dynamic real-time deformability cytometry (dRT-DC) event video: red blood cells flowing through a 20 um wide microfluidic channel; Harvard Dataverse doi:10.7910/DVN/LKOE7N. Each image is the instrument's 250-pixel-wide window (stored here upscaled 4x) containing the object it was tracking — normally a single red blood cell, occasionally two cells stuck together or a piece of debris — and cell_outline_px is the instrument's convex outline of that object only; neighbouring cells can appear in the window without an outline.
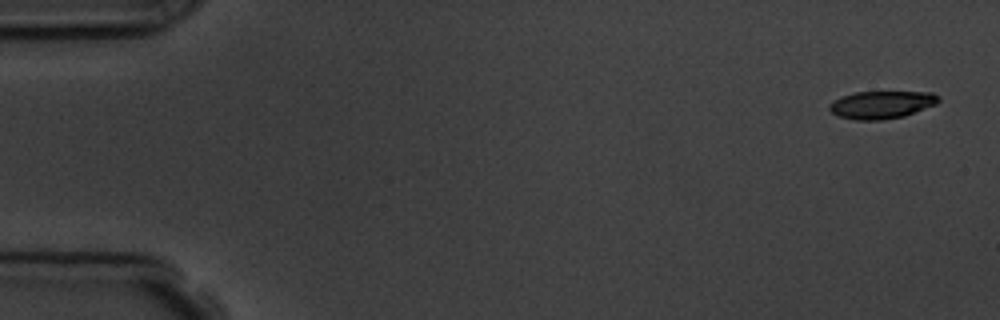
{"species": "common noctule bat (a hibernating species)", "species_latin": "Nyctalus noctula", "temperature_condition": "room temperature", "stored_images_in_passage": 5, "camera_frame_rate_fps": 3000, "um_per_image_px": 0.085, "animal": {"sex": "male", "body_mass_g": 19.5, "forearm_length_mm": 54.6}, "frame": {"image": 1, "passage_image": 1, "time_ms": 0.0, "image_size_px": [1000, 320], "cell_outline_px": [[940, 100], [936, 104], [904, 116], [880, 120], [856, 120], [840, 116], [832, 112], [828, 108], [828, 104], [832, 100], [840, 96], [856, 92], [932, 92], [940, 96]], "centroid_in_image_um": [74.92, 8.89], "position_along_channel_um": 10.1, "area_um2": 17.63}}